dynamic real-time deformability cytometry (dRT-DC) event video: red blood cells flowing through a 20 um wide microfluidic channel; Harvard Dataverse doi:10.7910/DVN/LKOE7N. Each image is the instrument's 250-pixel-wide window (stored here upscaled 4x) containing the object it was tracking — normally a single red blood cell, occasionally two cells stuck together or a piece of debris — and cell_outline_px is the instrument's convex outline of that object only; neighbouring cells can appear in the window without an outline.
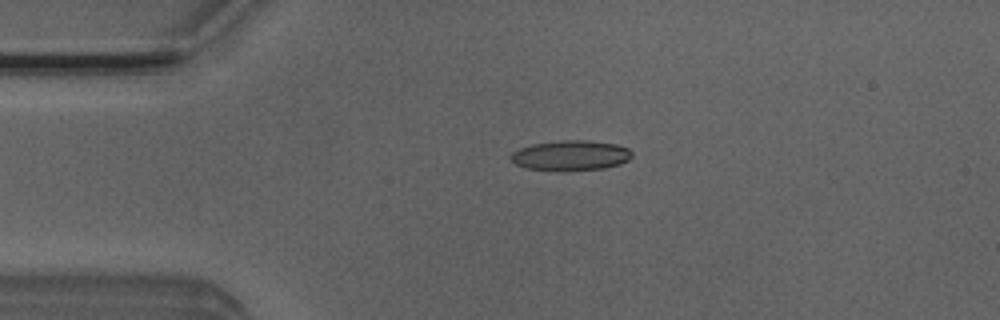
{"species": "Egyptian fruit bat (a non-hibernating species)", "species_latin": "Rousettus aegyptiacus", "temperature_condition": "room temperature", "stored_images_in_passage": 41, "camera_frame_rate_fps": 3000, "um_per_image_px": 0.085, "animal": {"sex": "male"}, "frame": {"image": 1, "passage_image": 1, "time_ms": 0.0, "image_size_px": [1000, 320], "cell_outline_px": [[632, 156], [628, 160], [620, 164], [604, 168], [564, 172], [528, 168], [516, 164], [508, 156], [512, 152], [520, 148], [532, 144], [560, 140], [588, 140], [616, 144], [628, 148], [632, 152]], "centroid_in_image_um": [48.51, 13.22], "position_along_channel_um": 36.5, "area_um2": 21.56}}
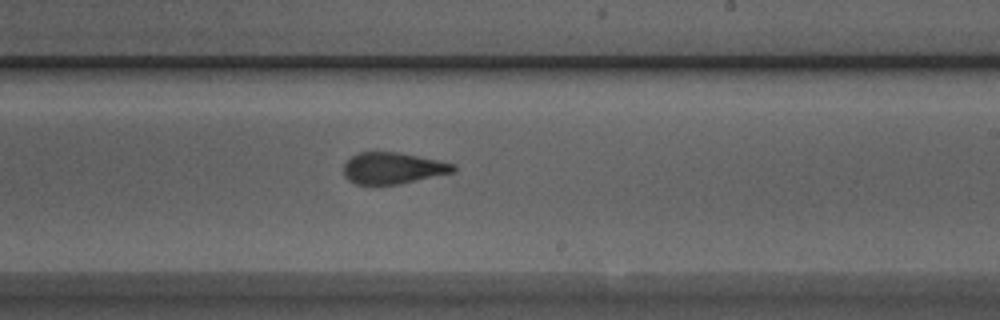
{"frame": {"image": 2, "passage_image": 20, "time_ms": 6.333, "image_size_px": [1000, 320], "cell_outline_px": [[456, 172], [400, 184], [356, 184], [348, 180], [344, 176], [344, 164], [352, 156], [360, 152], [400, 152], [456, 164]], "centroid_in_image_um": [33.42, 14.29], "position_along_channel_um": 255.6, "area_um2": 20.17}}
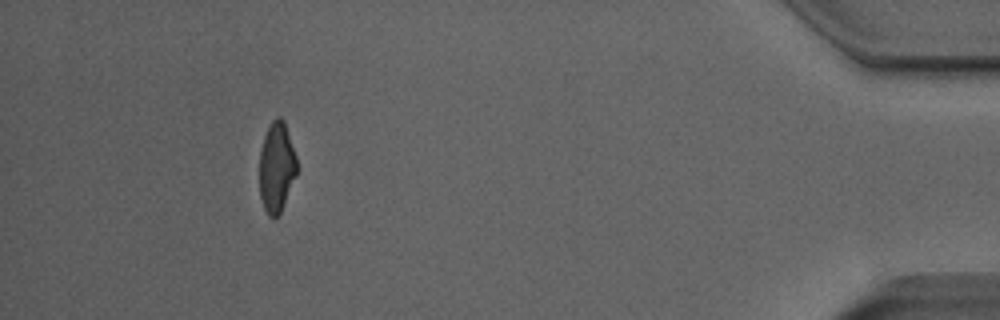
{"frame": {"image": 3, "passage_image": 37, "time_ms": 12.0, "image_size_px": [1000, 320], "cell_outline_px": [[296, 176], [280, 212], [272, 220], [268, 216], [264, 208], [260, 196], [260, 152], [264, 136], [272, 120], [276, 116], [280, 116], [284, 120], [296, 156]], "centroid_in_image_um": [23.5, 14.2], "position_along_channel_um": 411.7, "area_um2": 19.48}, "authors_computed_cell_mechanics": {"area_um2": 20.7502, "velocity_mm_per_s": 3.9364, "shape_relaxation_time_tau1_ms": 9.2059, "shape_relaxation_time_tau2_ms": 1.7169, "deformation_change_tau1": 0.2218, "deformation_change_tau2": 0.0987}}